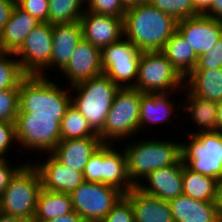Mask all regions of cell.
Returning a JSON list of instances; mask_svg holds the SVG:
<instances>
[{"mask_svg":"<svg viewBox=\"0 0 222 222\" xmlns=\"http://www.w3.org/2000/svg\"><path fill=\"white\" fill-rule=\"evenodd\" d=\"M177 20L149 2L126 10L123 18L124 37L141 52L161 51L177 31Z\"/></svg>","mask_w":222,"mask_h":222,"instance_id":"1","label":"cell"},{"mask_svg":"<svg viewBox=\"0 0 222 222\" xmlns=\"http://www.w3.org/2000/svg\"><path fill=\"white\" fill-rule=\"evenodd\" d=\"M70 93L69 89L58 86L53 79L51 81L49 76L26 75L19 87L17 115L57 116L60 123L71 104Z\"/></svg>","mask_w":222,"mask_h":222,"instance_id":"2","label":"cell"},{"mask_svg":"<svg viewBox=\"0 0 222 222\" xmlns=\"http://www.w3.org/2000/svg\"><path fill=\"white\" fill-rule=\"evenodd\" d=\"M142 139L131 140L124 149L128 175L135 186L154 170L175 165L182 158L180 141L155 137Z\"/></svg>","mask_w":222,"mask_h":222,"instance_id":"3","label":"cell"},{"mask_svg":"<svg viewBox=\"0 0 222 222\" xmlns=\"http://www.w3.org/2000/svg\"><path fill=\"white\" fill-rule=\"evenodd\" d=\"M70 88L75 93V96H71V103L87 120L92 131L99 136L120 86L102 74Z\"/></svg>","mask_w":222,"mask_h":222,"instance_id":"4","label":"cell"},{"mask_svg":"<svg viewBox=\"0 0 222 222\" xmlns=\"http://www.w3.org/2000/svg\"><path fill=\"white\" fill-rule=\"evenodd\" d=\"M41 188L39 171L32 162L25 163L10 179L1 194L0 213L33 222Z\"/></svg>","mask_w":222,"mask_h":222,"instance_id":"5","label":"cell"},{"mask_svg":"<svg viewBox=\"0 0 222 222\" xmlns=\"http://www.w3.org/2000/svg\"><path fill=\"white\" fill-rule=\"evenodd\" d=\"M144 93L134 87H120L117 91L99 135L102 143L113 144L139 135L140 99ZM118 140V141H117Z\"/></svg>","mask_w":222,"mask_h":222,"instance_id":"6","label":"cell"},{"mask_svg":"<svg viewBox=\"0 0 222 222\" xmlns=\"http://www.w3.org/2000/svg\"><path fill=\"white\" fill-rule=\"evenodd\" d=\"M113 146L115 145L102 143L90 156L83 170L84 179L87 182L112 186L125 195L135 185L128 175L124 148L119 152Z\"/></svg>","mask_w":222,"mask_h":222,"instance_id":"7","label":"cell"},{"mask_svg":"<svg viewBox=\"0 0 222 222\" xmlns=\"http://www.w3.org/2000/svg\"><path fill=\"white\" fill-rule=\"evenodd\" d=\"M187 138V143H181L184 164L194 172L219 180L222 177V131L188 134Z\"/></svg>","mask_w":222,"mask_h":222,"instance_id":"8","label":"cell"},{"mask_svg":"<svg viewBox=\"0 0 222 222\" xmlns=\"http://www.w3.org/2000/svg\"><path fill=\"white\" fill-rule=\"evenodd\" d=\"M142 93L184 90V78L161 51L142 52L133 86Z\"/></svg>","mask_w":222,"mask_h":222,"instance_id":"9","label":"cell"},{"mask_svg":"<svg viewBox=\"0 0 222 222\" xmlns=\"http://www.w3.org/2000/svg\"><path fill=\"white\" fill-rule=\"evenodd\" d=\"M141 54L140 49L123 36L101 49L103 74L120 87H133L138 76Z\"/></svg>","mask_w":222,"mask_h":222,"instance_id":"10","label":"cell"},{"mask_svg":"<svg viewBox=\"0 0 222 222\" xmlns=\"http://www.w3.org/2000/svg\"><path fill=\"white\" fill-rule=\"evenodd\" d=\"M15 125L17 144L23 150L44 151L48 155L61 141L57 116L17 115Z\"/></svg>","mask_w":222,"mask_h":222,"instance_id":"11","label":"cell"},{"mask_svg":"<svg viewBox=\"0 0 222 222\" xmlns=\"http://www.w3.org/2000/svg\"><path fill=\"white\" fill-rule=\"evenodd\" d=\"M70 196L73 210L85 222H100L124 194L103 183L84 181Z\"/></svg>","mask_w":222,"mask_h":222,"instance_id":"12","label":"cell"},{"mask_svg":"<svg viewBox=\"0 0 222 222\" xmlns=\"http://www.w3.org/2000/svg\"><path fill=\"white\" fill-rule=\"evenodd\" d=\"M52 39L53 25L48 22H40L25 38L15 57L26 75L46 76L44 71L51 70Z\"/></svg>","mask_w":222,"mask_h":222,"instance_id":"13","label":"cell"},{"mask_svg":"<svg viewBox=\"0 0 222 222\" xmlns=\"http://www.w3.org/2000/svg\"><path fill=\"white\" fill-rule=\"evenodd\" d=\"M177 31L193 48L199 57L214 49L216 41L222 37V21L199 14L177 22Z\"/></svg>","mask_w":222,"mask_h":222,"instance_id":"14","label":"cell"},{"mask_svg":"<svg viewBox=\"0 0 222 222\" xmlns=\"http://www.w3.org/2000/svg\"><path fill=\"white\" fill-rule=\"evenodd\" d=\"M60 73L68 79L70 87L102 75L101 49L82 39Z\"/></svg>","mask_w":222,"mask_h":222,"instance_id":"15","label":"cell"},{"mask_svg":"<svg viewBox=\"0 0 222 222\" xmlns=\"http://www.w3.org/2000/svg\"><path fill=\"white\" fill-rule=\"evenodd\" d=\"M136 187L148 195L167 202L183 195L182 158L175 165L158 168L149 173Z\"/></svg>","mask_w":222,"mask_h":222,"instance_id":"16","label":"cell"},{"mask_svg":"<svg viewBox=\"0 0 222 222\" xmlns=\"http://www.w3.org/2000/svg\"><path fill=\"white\" fill-rule=\"evenodd\" d=\"M83 39L102 49L124 36L123 18L89 11L80 18Z\"/></svg>","mask_w":222,"mask_h":222,"instance_id":"17","label":"cell"},{"mask_svg":"<svg viewBox=\"0 0 222 222\" xmlns=\"http://www.w3.org/2000/svg\"><path fill=\"white\" fill-rule=\"evenodd\" d=\"M33 161L32 164L39 171L42 188L46 190L71 194L85 181L83 172L67 168L51 154L43 162Z\"/></svg>","mask_w":222,"mask_h":222,"instance_id":"18","label":"cell"},{"mask_svg":"<svg viewBox=\"0 0 222 222\" xmlns=\"http://www.w3.org/2000/svg\"><path fill=\"white\" fill-rule=\"evenodd\" d=\"M172 94L175 92H158V93H144L140 99V113H139V132L144 131V127H150L152 124H163L166 120L173 123L170 118L172 116H179L177 109H182V105H175V101H171ZM170 98V99H169ZM176 108V110H175ZM175 114V115H174Z\"/></svg>","mask_w":222,"mask_h":222,"instance_id":"19","label":"cell"},{"mask_svg":"<svg viewBox=\"0 0 222 222\" xmlns=\"http://www.w3.org/2000/svg\"><path fill=\"white\" fill-rule=\"evenodd\" d=\"M101 144L99 137L61 140L51 155L67 168L83 172L90 156Z\"/></svg>","mask_w":222,"mask_h":222,"instance_id":"20","label":"cell"},{"mask_svg":"<svg viewBox=\"0 0 222 222\" xmlns=\"http://www.w3.org/2000/svg\"><path fill=\"white\" fill-rule=\"evenodd\" d=\"M124 197L132 205L135 222H174L169 202L148 195L136 186Z\"/></svg>","mask_w":222,"mask_h":222,"instance_id":"21","label":"cell"},{"mask_svg":"<svg viewBox=\"0 0 222 222\" xmlns=\"http://www.w3.org/2000/svg\"><path fill=\"white\" fill-rule=\"evenodd\" d=\"M82 39L83 33L80 21L54 24L51 69L57 67L60 72L66 66L74 49Z\"/></svg>","mask_w":222,"mask_h":222,"instance_id":"22","label":"cell"},{"mask_svg":"<svg viewBox=\"0 0 222 222\" xmlns=\"http://www.w3.org/2000/svg\"><path fill=\"white\" fill-rule=\"evenodd\" d=\"M40 22L21 9L17 4L0 33V50L6 53H16L25 41V38Z\"/></svg>","mask_w":222,"mask_h":222,"instance_id":"23","label":"cell"},{"mask_svg":"<svg viewBox=\"0 0 222 222\" xmlns=\"http://www.w3.org/2000/svg\"><path fill=\"white\" fill-rule=\"evenodd\" d=\"M174 222H222L215 202L199 201L185 195L169 201Z\"/></svg>","mask_w":222,"mask_h":222,"instance_id":"24","label":"cell"},{"mask_svg":"<svg viewBox=\"0 0 222 222\" xmlns=\"http://www.w3.org/2000/svg\"><path fill=\"white\" fill-rule=\"evenodd\" d=\"M184 87L196 97L220 102L222 101V68L193 69L184 78Z\"/></svg>","mask_w":222,"mask_h":222,"instance_id":"25","label":"cell"},{"mask_svg":"<svg viewBox=\"0 0 222 222\" xmlns=\"http://www.w3.org/2000/svg\"><path fill=\"white\" fill-rule=\"evenodd\" d=\"M182 105V109L186 113H190L194 125L197 126L198 131L189 132L193 135L199 132L218 131V118H217V102L202 99L192 95L188 90Z\"/></svg>","mask_w":222,"mask_h":222,"instance_id":"26","label":"cell"},{"mask_svg":"<svg viewBox=\"0 0 222 222\" xmlns=\"http://www.w3.org/2000/svg\"><path fill=\"white\" fill-rule=\"evenodd\" d=\"M161 52L183 78L196 67L198 62L195 51L178 31L165 43Z\"/></svg>","mask_w":222,"mask_h":222,"instance_id":"27","label":"cell"},{"mask_svg":"<svg viewBox=\"0 0 222 222\" xmlns=\"http://www.w3.org/2000/svg\"><path fill=\"white\" fill-rule=\"evenodd\" d=\"M73 211L70 194L41 188L33 222L56 219Z\"/></svg>","mask_w":222,"mask_h":222,"instance_id":"28","label":"cell"},{"mask_svg":"<svg viewBox=\"0 0 222 222\" xmlns=\"http://www.w3.org/2000/svg\"><path fill=\"white\" fill-rule=\"evenodd\" d=\"M218 179L194 172L183 162V195L199 201L215 202Z\"/></svg>","mask_w":222,"mask_h":222,"instance_id":"29","label":"cell"},{"mask_svg":"<svg viewBox=\"0 0 222 222\" xmlns=\"http://www.w3.org/2000/svg\"><path fill=\"white\" fill-rule=\"evenodd\" d=\"M60 135L61 140L99 137L72 103L67 107L60 122Z\"/></svg>","mask_w":222,"mask_h":222,"instance_id":"30","label":"cell"},{"mask_svg":"<svg viewBox=\"0 0 222 222\" xmlns=\"http://www.w3.org/2000/svg\"><path fill=\"white\" fill-rule=\"evenodd\" d=\"M48 23L63 24L80 21L85 12L86 0H48ZM84 7V8H83Z\"/></svg>","mask_w":222,"mask_h":222,"instance_id":"31","label":"cell"},{"mask_svg":"<svg viewBox=\"0 0 222 222\" xmlns=\"http://www.w3.org/2000/svg\"><path fill=\"white\" fill-rule=\"evenodd\" d=\"M14 53L0 52V90L19 88L26 76Z\"/></svg>","mask_w":222,"mask_h":222,"instance_id":"32","label":"cell"},{"mask_svg":"<svg viewBox=\"0 0 222 222\" xmlns=\"http://www.w3.org/2000/svg\"><path fill=\"white\" fill-rule=\"evenodd\" d=\"M149 3L177 21L194 16L192 0H149Z\"/></svg>","mask_w":222,"mask_h":222,"instance_id":"33","label":"cell"},{"mask_svg":"<svg viewBox=\"0 0 222 222\" xmlns=\"http://www.w3.org/2000/svg\"><path fill=\"white\" fill-rule=\"evenodd\" d=\"M19 113V88L0 90V121L15 122Z\"/></svg>","mask_w":222,"mask_h":222,"instance_id":"34","label":"cell"},{"mask_svg":"<svg viewBox=\"0 0 222 222\" xmlns=\"http://www.w3.org/2000/svg\"><path fill=\"white\" fill-rule=\"evenodd\" d=\"M86 11L124 18L126 9L121 0H86Z\"/></svg>","mask_w":222,"mask_h":222,"instance_id":"35","label":"cell"},{"mask_svg":"<svg viewBox=\"0 0 222 222\" xmlns=\"http://www.w3.org/2000/svg\"><path fill=\"white\" fill-rule=\"evenodd\" d=\"M100 222H135L131 203L123 196Z\"/></svg>","mask_w":222,"mask_h":222,"instance_id":"36","label":"cell"},{"mask_svg":"<svg viewBox=\"0 0 222 222\" xmlns=\"http://www.w3.org/2000/svg\"><path fill=\"white\" fill-rule=\"evenodd\" d=\"M213 48L198 57V62L194 69L222 68V37L216 41Z\"/></svg>","mask_w":222,"mask_h":222,"instance_id":"37","label":"cell"},{"mask_svg":"<svg viewBox=\"0 0 222 222\" xmlns=\"http://www.w3.org/2000/svg\"><path fill=\"white\" fill-rule=\"evenodd\" d=\"M17 5L39 22H48V0H18Z\"/></svg>","mask_w":222,"mask_h":222,"instance_id":"38","label":"cell"},{"mask_svg":"<svg viewBox=\"0 0 222 222\" xmlns=\"http://www.w3.org/2000/svg\"><path fill=\"white\" fill-rule=\"evenodd\" d=\"M16 142L15 122L0 121V158H8V151Z\"/></svg>","mask_w":222,"mask_h":222,"instance_id":"39","label":"cell"},{"mask_svg":"<svg viewBox=\"0 0 222 222\" xmlns=\"http://www.w3.org/2000/svg\"><path fill=\"white\" fill-rule=\"evenodd\" d=\"M8 158H0V196L9 184L10 179L15 173L28 161L13 167L12 163L8 161Z\"/></svg>","mask_w":222,"mask_h":222,"instance_id":"40","label":"cell"},{"mask_svg":"<svg viewBox=\"0 0 222 222\" xmlns=\"http://www.w3.org/2000/svg\"><path fill=\"white\" fill-rule=\"evenodd\" d=\"M15 0H0V33L3 31L5 24L8 22L16 6Z\"/></svg>","mask_w":222,"mask_h":222,"instance_id":"41","label":"cell"},{"mask_svg":"<svg viewBox=\"0 0 222 222\" xmlns=\"http://www.w3.org/2000/svg\"><path fill=\"white\" fill-rule=\"evenodd\" d=\"M194 7V16L205 15L211 8L212 0H192Z\"/></svg>","mask_w":222,"mask_h":222,"instance_id":"42","label":"cell"},{"mask_svg":"<svg viewBox=\"0 0 222 222\" xmlns=\"http://www.w3.org/2000/svg\"><path fill=\"white\" fill-rule=\"evenodd\" d=\"M205 15L222 21V0H212L211 8Z\"/></svg>","mask_w":222,"mask_h":222,"instance_id":"43","label":"cell"},{"mask_svg":"<svg viewBox=\"0 0 222 222\" xmlns=\"http://www.w3.org/2000/svg\"><path fill=\"white\" fill-rule=\"evenodd\" d=\"M41 222H85L82 217L75 211L70 212L66 215L58 217L56 219L41 221Z\"/></svg>","mask_w":222,"mask_h":222,"instance_id":"44","label":"cell"},{"mask_svg":"<svg viewBox=\"0 0 222 222\" xmlns=\"http://www.w3.org/2000/svg\"><path fill=\"white\" fill-rule=\"evenodd\" d=\"M215 206L217 208L218 215L220 219L222 220V177L218 180Z\"/></svg>","mask_w":222,"mask_h":222,"instance_id":"45","label":"cell"},{"mask_svg":"<svg viewBox=\"0 0 222 222\" xmlns=\"http://www.w3.org/2000/svg\"><path fill=\"white\" fill-rule=\"evenodd\" d=\"M121 1L126 10L149 2V0H121Z\"/></svg>","mask_w":222,"mask_h":222,"instance_id":"46","label":"cell"},{"mask_svg":"<svg viewBox=\"0 0 222 222\" xmlns=\"http://www.w3.org/2000/svg\"><path fill=\"white\" fill-rule=\"evenodd\" d=\"M0 222H31V221L22 218L6 216L0 213Z\"/></svg>","mask_w":222,"mask_h":222,"instance_id":"47","label":"cell"},{"mask_svg":"<svg viewBox=\"0 0 222 222\" xmlns=\"http://www.w3.org/2000/svg\"><path fill=\"white\" fill-rule=\"evenodd\" d=\"M218 131H222V101L217 102Z\"/></svg>","mask_w":222,"mask_h":222,"instance_id":"48","label":"cell"}]
</instances>
